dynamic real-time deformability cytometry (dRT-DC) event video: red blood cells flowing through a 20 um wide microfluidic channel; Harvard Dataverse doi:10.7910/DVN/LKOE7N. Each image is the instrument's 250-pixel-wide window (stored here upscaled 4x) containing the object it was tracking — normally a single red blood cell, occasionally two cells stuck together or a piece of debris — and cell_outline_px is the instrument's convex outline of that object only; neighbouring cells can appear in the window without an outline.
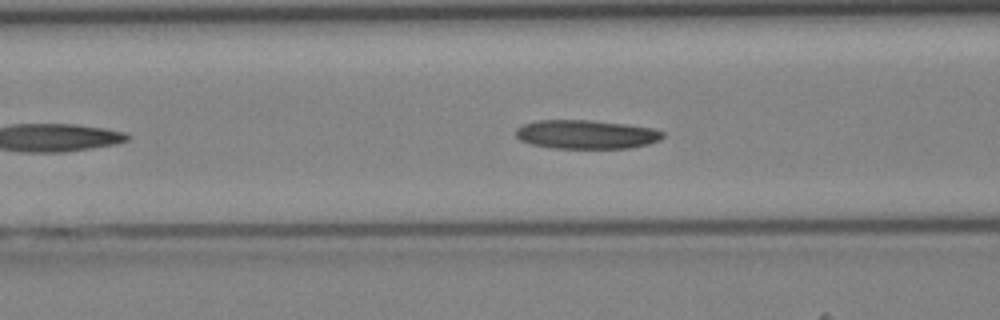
{"species": "Egyptian fruit bat (a non-hibernating species)", "species_latin": "Rousettus aegyptiacus", "temperature_condition": "cold", "stored_images_in_passage": 32, "camera_frame_rate_fps": 3000, "um_per_image_px": 0.085, "animal": {"sex": "female"}, "frame": {"image": 1, "passage_image": 7, "time_ms": 2.0, "image_size_px": [1000, 320], "cell_outline_px": [[664, 136], [660, 140], [648, 144], [628, 148], [552, 148], [532, 144], [520, 140], [516, 136], [516, 128], [524, 124], [540, 120], [588, 120], [624, 124], [652, 128], [664, 132]], "centroid_in_image_um": [49.83, 11.43], "position_along_channel_um": 116.8, "area_um2": 24.57}}
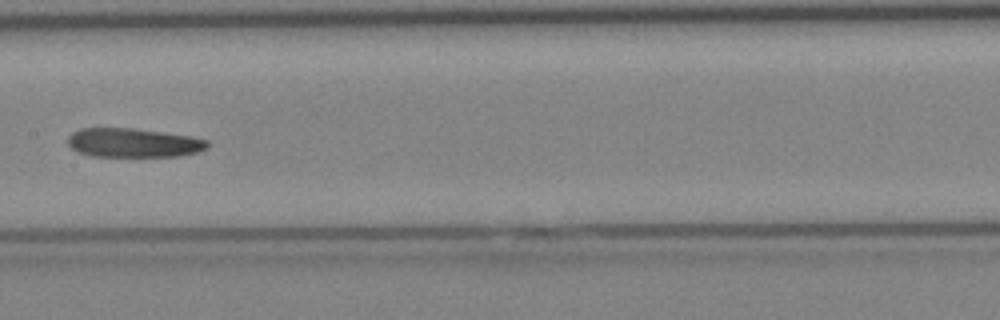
{"frame": {"image": 2, "passage_image": 12, "time_ms": 3.667, "image_size_px": [1000, 320], "cell_outline_px": [[208, 148], [196, 152], [180, 156], [92, 156], [80, 152], [72, 148], [68, 144], [68, 136], [72, 132], [80, 128], [132, 128], [192, 136], [208, 140]], "centroid_in_image_um": [11.34, 12.13], "position_along_channel_um": 196.1, "area_um2": 23.58}}
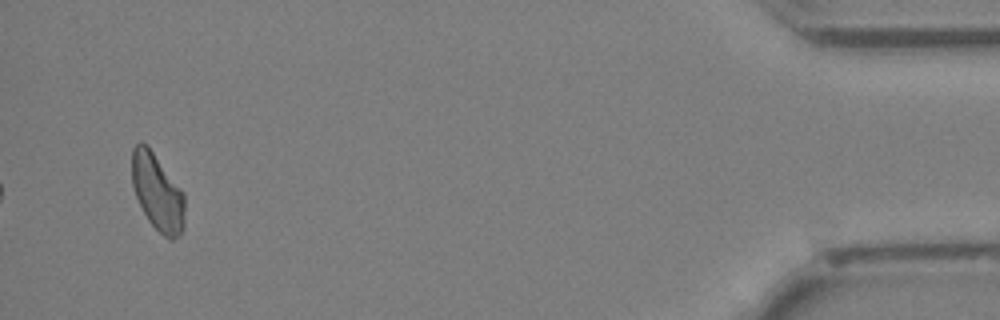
{"frame": {"image": 3, "passage_image": 31, "time_ms": 10.0, "image_size_px": [1000, 320], "cell_outline_px": [[184, 228], [172, 240], [168, 240], [148, 220], [136, 196], [132, 184], [132, 148], [140, 140], [148, 144], [184, 192]], "centroid_in_image_um": [13.38, 16.29], "position_along_channel_um": 421.8, "area_um2": 23.76}}